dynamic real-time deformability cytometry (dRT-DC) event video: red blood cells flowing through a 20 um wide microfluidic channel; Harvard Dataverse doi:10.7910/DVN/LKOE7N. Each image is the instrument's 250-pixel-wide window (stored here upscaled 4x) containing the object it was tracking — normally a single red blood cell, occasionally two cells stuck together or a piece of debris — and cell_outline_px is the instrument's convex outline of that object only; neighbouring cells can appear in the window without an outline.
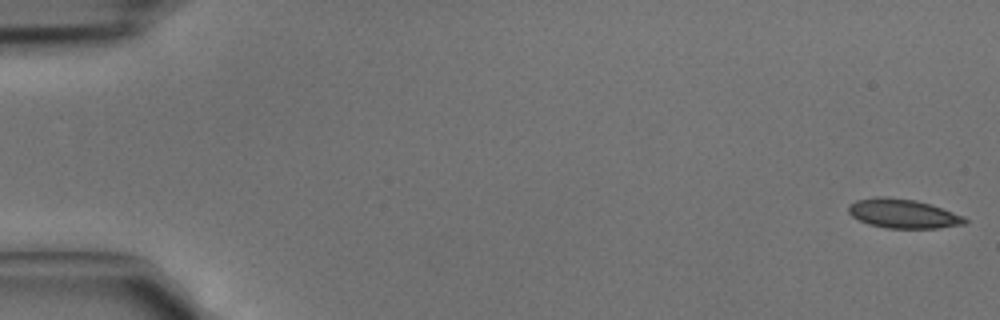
{"species": "common noctule bat (a hibernating species)", "species_latin": "Nyctalus noctula", "temperature_condition": "cold", "stored_images_in_passage": 4, "camera_frame_rate_fps": 3000, "um_per_image_px": 0.085, "animal": {"sex": "male", "body_mass_g": 15.6}, "frame": {"image": 1, "passage_image": 1, "time_ms": 0.0, "image_size_px": [1000, 320], "cell_outline_px": [[968, 220], [964, 224], [936, 228], [888, 228], [868, 224], [852, 216], [848, 212], [848, 204], [856, 200], [876, 196], [888, 196], [916, 200], [964, 216]], "centroid_in_image_um": [76.71, 18.14], "position_along_channel_um": 8.3, "area_um2": 19.71}}